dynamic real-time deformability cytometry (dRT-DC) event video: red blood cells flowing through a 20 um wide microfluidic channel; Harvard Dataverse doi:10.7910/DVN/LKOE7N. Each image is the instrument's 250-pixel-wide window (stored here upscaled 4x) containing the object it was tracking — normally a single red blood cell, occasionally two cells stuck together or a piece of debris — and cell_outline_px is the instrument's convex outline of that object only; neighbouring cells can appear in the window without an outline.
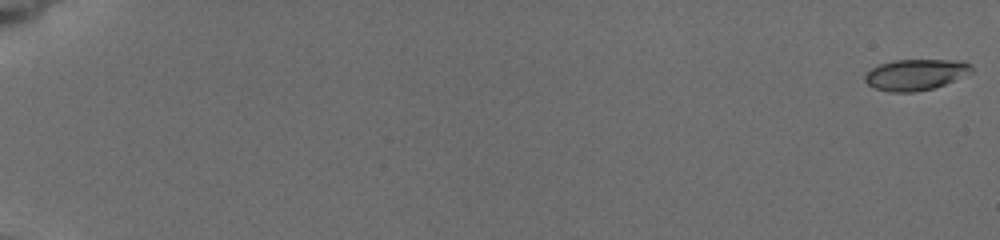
{"species": "common noctule bat (a hibernating species)", "species_latin": "Nyctalus noctula", "temperature_condition": "cold", "stored_images_in_passage": 12, "camera_frame_rate_fps": 3000, "um_per_image_px": 0.085, "animal": {"sex": "female", "body_mass_g": 19.5, "forearm_length_mm": 54.1}, "frame": {"image": 1, "passage_image": 1, "time_ms": 0.0, "image_size_px": [1000, 240], "cell_outline_px": [[972, 72], [944, 84], [932, 88], [912, 92], [888, 92], [876, 88], [868, 84], [864, 80], [864, 76], [872, 68], [880, 64], [896, 60], [964, 60], [972, 64]], "centroid_in_image_um": [77.84, 6.33], "position_along_channel_um": 7.2, "area_um2": 19.13}}
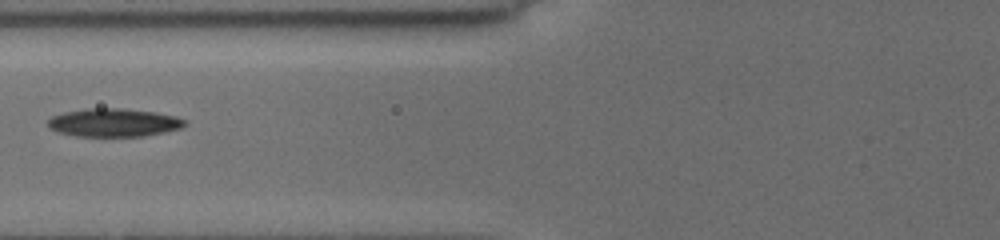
{"frame": {"image": 2, "passage_image": 9, "time_ms": 8.333, "image_size_px": [1000, 240], "cell_outline_px": [[184, 124], [180, 128], [140, 136], [76, 136], [60, 132], [48, 128], [48, 120], [52, 116], [64, 112], [88, 108], [120, 108], [156, 112], [176, 116], [184, 120]], "centroid_in_image_um": [9.61, 10.41], "position_along_channel_um": 116.2, "area_um2": 22.2}}
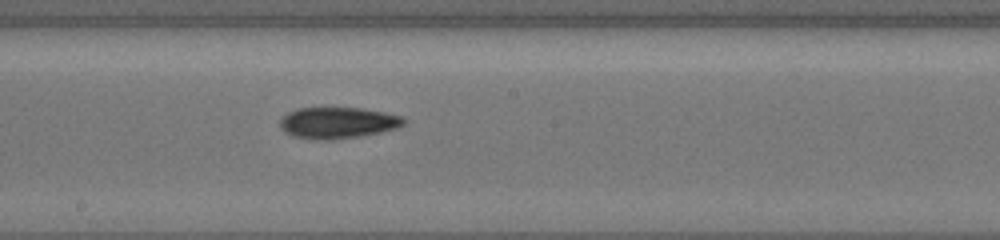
{"frame": {"image": 3, "passage_image": 12, "time_ms": 11.0, "image_size_px": [1000, 240], "cell_outline_px": [[404, 124], [396, 128], [380, 132], [356, 136], [296, 136], [284, 132], [280, 128], [280, 120], [288, 112], [296, 108], [360, 108], [384, 112], [404, 116]], "centroid_in_image_um": [28.74, 10.36], "position_along_channel_um": 219.5, "area_um2": 21.33}}